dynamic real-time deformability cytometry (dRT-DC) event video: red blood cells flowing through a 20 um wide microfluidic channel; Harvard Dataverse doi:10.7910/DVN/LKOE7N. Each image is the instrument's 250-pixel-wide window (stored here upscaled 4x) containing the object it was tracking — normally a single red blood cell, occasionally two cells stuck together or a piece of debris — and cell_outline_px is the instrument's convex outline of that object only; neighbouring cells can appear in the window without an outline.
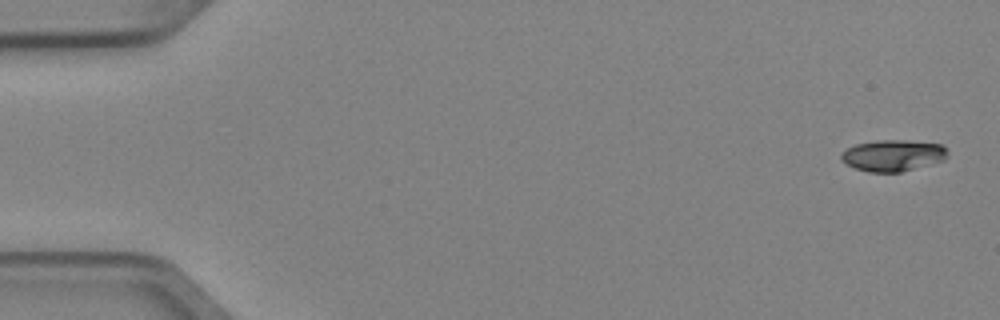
{"species": "Egyptian fruit bat (a non-hibernating species)", "species_latin": "Rousettus aegyptiacus", "temperature_condition": "cold", "stored_images_in_passage": 5, "camera_frame_rate_fps": 3000, "um_per_image_px": 0.085, "animal": {"sex": "female"}, "frame": {"image": 1, "passage_image": 1, "time_ms": 0.0, "image_size_px": [1000, 320], "cell_outline_px": [[948, 156], [944, 160], [900, 172], [868, 172], [856, 168], [840, 160], [840, 152], [856, 144], [876, 140], [904, 140], [940, 144], [948, 152]], "centroid_in_image_um": [75.87, 13.21], "position_along_channel_um": 9.1, "area_um2": 19.36}}
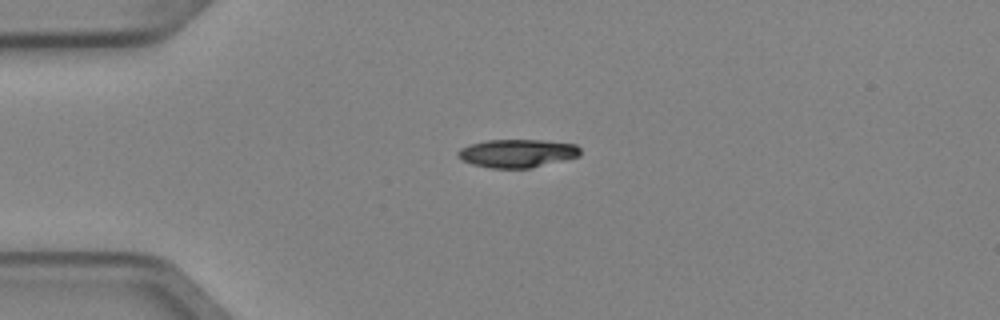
{"frame": {"image": 2, "passage_image": 4, "time_ms": 1.0, "image_size_px": [1000, 320], "cell_outline_px": [[580, 156], [532, 168], [492, 168], [472, 164], [456, 156], [456, 152], [460, 148], [468, 144], [484, 140], [544, 140], [576, 144], [580, 148]], "centroid_in_image_um": [43.95, 13.02], "position_along_channel_um": 41.0, "area_um2": 20.29}}